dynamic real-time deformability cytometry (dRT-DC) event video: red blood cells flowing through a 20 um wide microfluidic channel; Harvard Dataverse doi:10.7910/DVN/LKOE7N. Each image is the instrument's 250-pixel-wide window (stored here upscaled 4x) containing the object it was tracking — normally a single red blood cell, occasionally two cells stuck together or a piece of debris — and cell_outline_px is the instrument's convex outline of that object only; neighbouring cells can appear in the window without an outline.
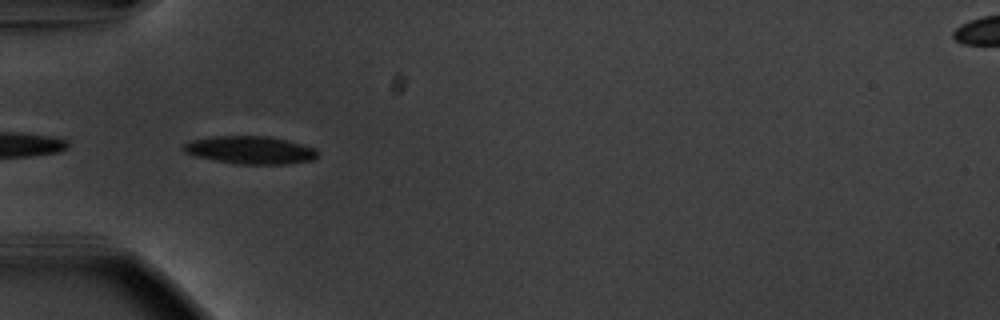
{"species": "common noctule bat (a hibernating species)", "species_latin": "Nyctalus noctula", "temperature_condition": "warm", "stored_images_in_passage": 20, "camera_frame_rate_fps": 3000, "um_per_image_px": 0.085, "animal": {"sex": "male", "body_mass_g": 20.1, "forearm_length_mm": 53.5}, "frame": {"image": 1, "passage_image": 1, "time_ms": 0.0, "image_size_px": [1000, 320], "cell_outline_px": [[316, 156], [312, 160], [284, 164], [236, 164], [192, 156], [184, 152], [184, 144], [192, 140], [212, 136], [268, 136], [316, 148]], "centroid_in_image_um": [21.21, 12.76], "position_along_channel_um": 63.8, "area_um2": 21.56}}